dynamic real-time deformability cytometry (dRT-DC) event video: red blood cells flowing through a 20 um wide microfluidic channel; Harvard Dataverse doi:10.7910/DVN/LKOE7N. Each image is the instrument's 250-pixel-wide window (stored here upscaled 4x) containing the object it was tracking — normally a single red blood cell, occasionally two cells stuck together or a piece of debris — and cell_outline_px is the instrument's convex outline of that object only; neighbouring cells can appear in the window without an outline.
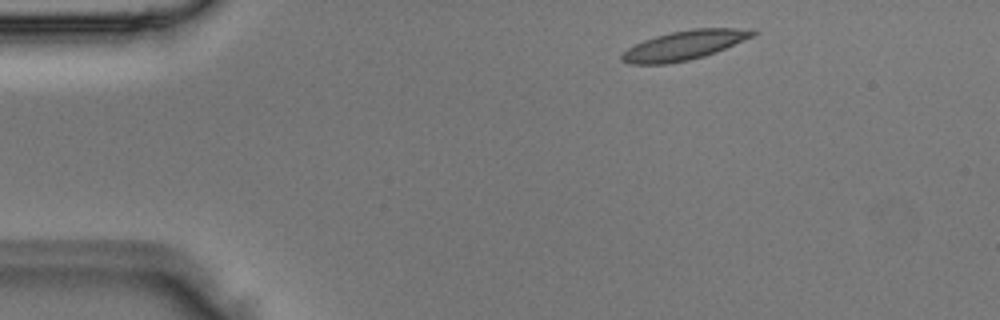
{"species": "Egyptian fruit bat (a non-hibernating species)", "species_latin": "Rousettus aegyptiacus", "temperature_condition": "room temperature", "stored_images_in_passage": 3, "camera_frame_rate_fps": 3000, "um_per_image_px": 0.085, "animal": {"sex": "male"}, "frame": {"image": 1, "passage_image": 1, "time_ms": 0.0, "image_size_px": [1000, 320], "cell_outline_px": [[760, 32], [756, 36], [716, 52], [704, 56], [688, 60], [668, 64], [632, 64], [620, 60], [620, 56], [628, 48], [644, 40], [656, 36], [672, 32], [696, 28], [752, 28]], "centroid_in_image_um": [58.25, 3.84], "position_along_channel_um": 26.8, "area_um2": 22.48}}